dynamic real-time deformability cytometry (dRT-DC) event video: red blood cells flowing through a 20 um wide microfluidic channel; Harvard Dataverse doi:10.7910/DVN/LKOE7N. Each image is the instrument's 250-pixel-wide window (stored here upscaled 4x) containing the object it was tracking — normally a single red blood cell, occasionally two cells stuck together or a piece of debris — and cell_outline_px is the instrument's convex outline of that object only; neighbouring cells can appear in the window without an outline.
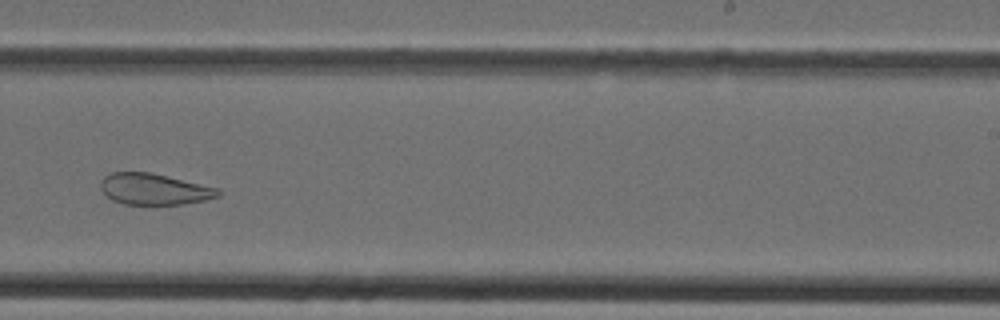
{"species": "Egyptian fruit bat (a non-hibernating species)", "species_latin": "Rousettus aegyptiacus", "temperature_condition": "cold", "stored_images_in_passage": 36, "camera_frame_rate_fps": 3000, "um_per_image_px": 0.085, "animal": {"sex": "female"}, "frame": {"image": 1, "passage_image": 21, "time_ms": 6.667, "image_size_px": [1000, 320], "cell_outline_px": [[220, 196], [204, 200], [184, 204], [124, 204], [112, 200], [100, 188], [100, 184], [104, 176], [112, 172], [148, 172], [220, 188]], "centroid_in_image_um": [13.11, 16.08], "position_along_channel_um": 275.9, "area_um2": 21.21}}
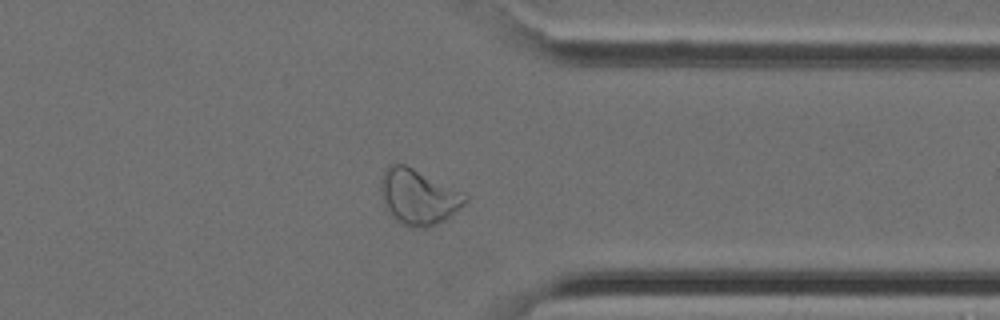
{"frame": {"image": 2, "passage_image": 27, "time_ms": 8.667, "image_size_px": [1000, 320], "cell_outline_px": [[468, 200], [464, 204], [444, 220], [436, 224], [424, 228], [412, 228], [400, 224], [384, 208], [380, 192], [380, 180], [384, 172], [392, 164], [404, 164], [468, 196]], "centroid_in_image_um": [35.49, 16.77], "position_along_channel_um": 375.9, "area_um2": 26.76}}
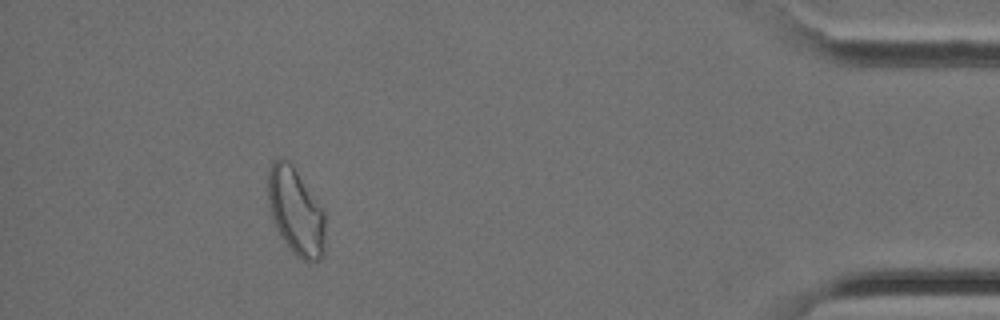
{"frame": {"image": 3, "passage_image": 32, "time_ms": 10.333, "image_size_px": [1000, 320], "cell_outline_px": [[324, 256], [320, 260], [308, 264], [296, 256], [292, 252], [276, 228], [272, 220], [268, 200], [268, 172], [272, 160], [276, 156], [280, 156], [288, 160], [292, 164], [324, 212]], "centroid_in_image_um": [25.12, 17.98], "position_along_channel_um": 410.1, "area_um2": 29.19}}